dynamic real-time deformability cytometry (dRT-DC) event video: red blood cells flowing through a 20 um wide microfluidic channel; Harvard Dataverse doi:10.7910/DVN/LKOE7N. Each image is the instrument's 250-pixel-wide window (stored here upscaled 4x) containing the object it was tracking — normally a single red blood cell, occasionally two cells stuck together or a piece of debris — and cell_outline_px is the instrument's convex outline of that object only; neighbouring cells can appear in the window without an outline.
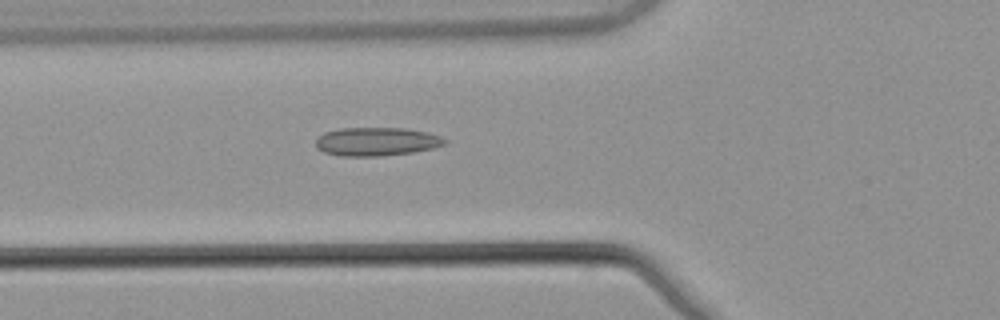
{"species": "common noctule bat (a hibernating species)", "species_latin": "Nyctalus noctula", "temperature_condition": "warm", "stored_images_in_passage": 5, "camera_frame_rate_fps": 3000, "um_per_image_px": 0.085, "animal": {"sex": "male", "body_mass_g": 21.5, "forearm_length_mm": 52.0}, "frame": {"image": 1, "passage_image": 5, "time_ms": 1.333, "image_size_px": [1000, 320], "cell_outline_px": [[448, 140], [444, 144], [432, 148], [412, 152], [380, 156], [340, 156], [324, 152], [316, 148], [316, 140], [324, 132], [340, 128], [404, 128], [428, 132], [440, 136]], "centroid_in_image_um": [31.99, 12.03], "position_along_channel_um": 93.8, "area_um2": 21.39}}